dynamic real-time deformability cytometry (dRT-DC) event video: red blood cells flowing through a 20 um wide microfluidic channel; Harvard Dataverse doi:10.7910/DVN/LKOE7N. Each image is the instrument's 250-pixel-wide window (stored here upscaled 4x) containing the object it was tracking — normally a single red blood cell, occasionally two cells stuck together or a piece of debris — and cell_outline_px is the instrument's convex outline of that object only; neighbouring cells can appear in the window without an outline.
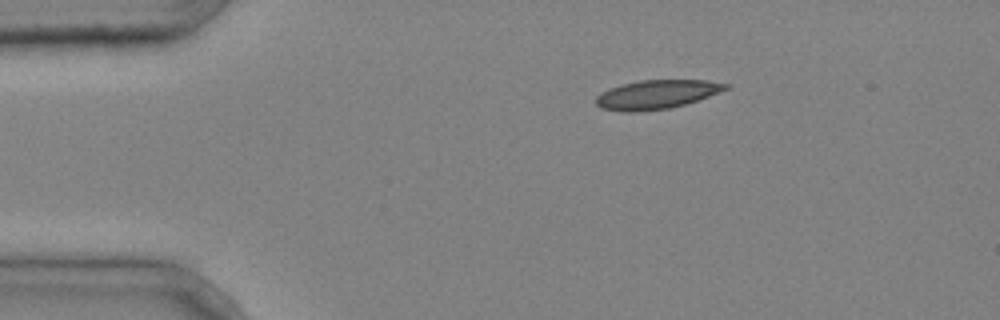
{"species": "common noctule bat (a hibernating species)", "species_latin": "Nyctalus noctula", "temperature_condition": "cold", "stored_images_in_passage": 2, "camera_frame_rate_fps": 3000, "um_per_image_px": 0.085, "animal": {"sex": "male", "body_mass_g": 20.4}, "frame": {"image": 1, "passage_image": 2, "time_ms": 0.333, "image_size_px": [1000, 320], "cell_outline_px": [[728, 88], [708, 96], [684, 104], [668, 108], [632, 112], [620, 112], [600, 108], [596, 104], [596, 96], [600, 92], [624, 84], [640, 80], [708, 80], [728, 84]], "centroid_in_image_um": [55.76, 8.03], "position_along_channel_um": 29.2, "area_um2": 21.56}}